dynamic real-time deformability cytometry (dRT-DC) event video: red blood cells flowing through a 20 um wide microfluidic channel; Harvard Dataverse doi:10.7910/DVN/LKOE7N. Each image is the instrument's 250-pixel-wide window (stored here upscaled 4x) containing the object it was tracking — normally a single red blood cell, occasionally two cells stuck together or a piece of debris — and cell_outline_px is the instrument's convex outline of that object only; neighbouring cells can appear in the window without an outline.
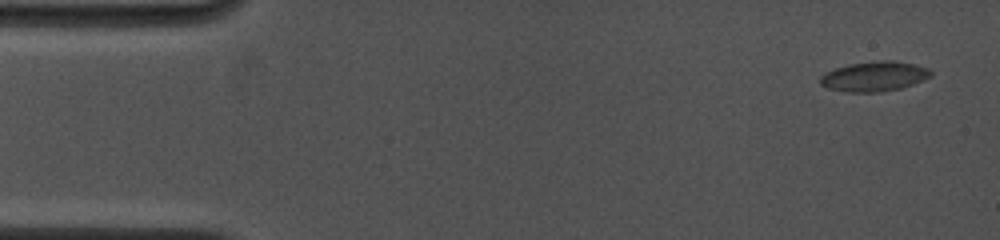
{"species": "common noctule bat (a hibernating species)", "species_latin": "Nyctalus noctula", "temperature_condition": "cold", "stored_images_in_passage": 12, "camera_frame_rate_fps": 4500, "um_per_image_px": 0.085, "animal": {"sex": "female", "body_mass_g": 19.0, "forearm_length_mm": 53.3}, "frame": {"image": 1, "passage_image": 1, "time_ms": 0.0, "image_size_px": [1000, 240], "cell_outline_px": [[932, 76], [912, 84], [900, 88], [880, 92], [848, 92], [828, 88], [820, 84], [820, 76], [824, 72], [848, 64], [880, 60], [892, 60], [916, 64], [928, 68], [932, 72]], "centroid_in_image_um": [74.3, 6.48], "position_along_channel_um": 10.7, "area_um2": 19.31}}
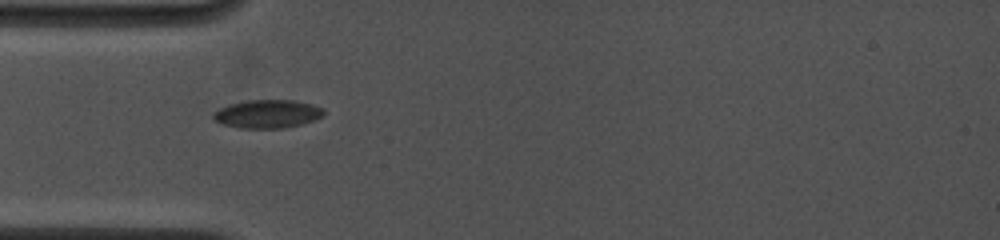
{"frame": {"image": 2, "passage_image": 9, "time_ms": 4.444, "image_size_px": [1000, 240], "cell_outline_px": [[324, 116], [300, 124], [284, 128], [240, 128], [224, 124], [216, 120], [212, 116], [212, 112], [228, 104], [248, 100], [292, 100], [312, 104], [324, 108]], "centroid_in_image_um": [22.73, 9.67], "position_along_channel_um": 62.3, "area_um2": 18.15}}
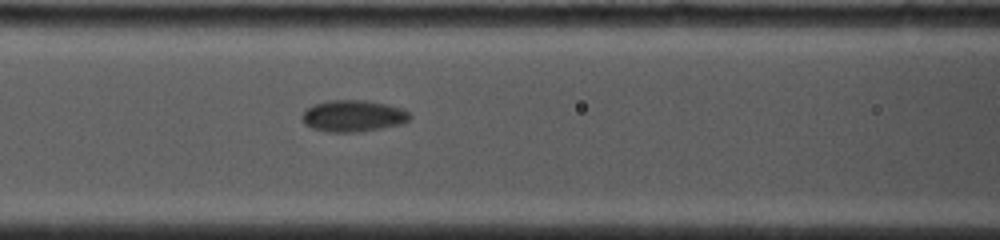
{"frame": {"image": 3, "passage_image": 12, "time_ms": 6.444, "image_size_px": [1000, 240], "cell_outline_px": [[412, 116], [404, 124], [360, 132], [328, 132], [312, 128], [304, 124], [300, 116], [312, 104], [328, 100], [364, 100], [388, 104], [404, 108]], "centroid_in_image_um": [30.03, 9.85], "position_along_channel_um": 136.6, "area_um2": 20.17}}